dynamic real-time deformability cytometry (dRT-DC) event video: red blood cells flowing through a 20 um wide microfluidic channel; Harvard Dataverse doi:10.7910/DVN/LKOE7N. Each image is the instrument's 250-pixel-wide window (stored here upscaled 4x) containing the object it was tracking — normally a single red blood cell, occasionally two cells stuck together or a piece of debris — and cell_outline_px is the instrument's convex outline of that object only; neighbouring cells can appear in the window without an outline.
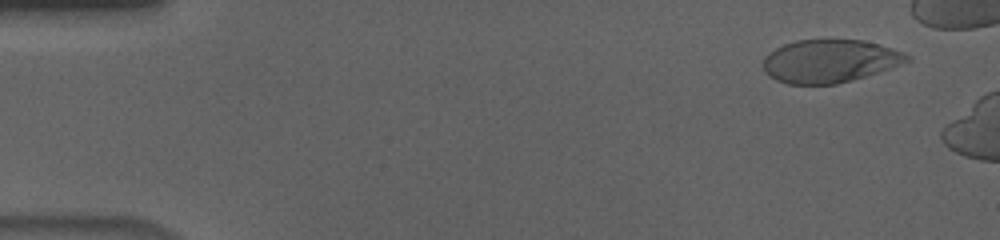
{"species": "human", "species_latin": "Homo sapiens", "temperature_condition": "cold", "stored_images_in_passage": 10, "camera_frame_rate_fps": 3000, "um_per_image_px": 0.085, "donor": {"sex": "male"}, "frame": {"image": 1, "passage_image": 4, "time_ms": 1.0, "image_size_px": [1000, 240], "cell_outline_px": [[912, 60], [852, 80], [836, 84], [788, 84], [776, 80], [768, 76], [764, 72], [764, 56], [768, 52], [784, 44], [796, 40], [864, 40], [880, 44], [904, 52], [912, 56]], "centroid_in_image_um": [70.51, 5.18], "position_along_channel_um": 14.5, "area_um2": 36.01}}